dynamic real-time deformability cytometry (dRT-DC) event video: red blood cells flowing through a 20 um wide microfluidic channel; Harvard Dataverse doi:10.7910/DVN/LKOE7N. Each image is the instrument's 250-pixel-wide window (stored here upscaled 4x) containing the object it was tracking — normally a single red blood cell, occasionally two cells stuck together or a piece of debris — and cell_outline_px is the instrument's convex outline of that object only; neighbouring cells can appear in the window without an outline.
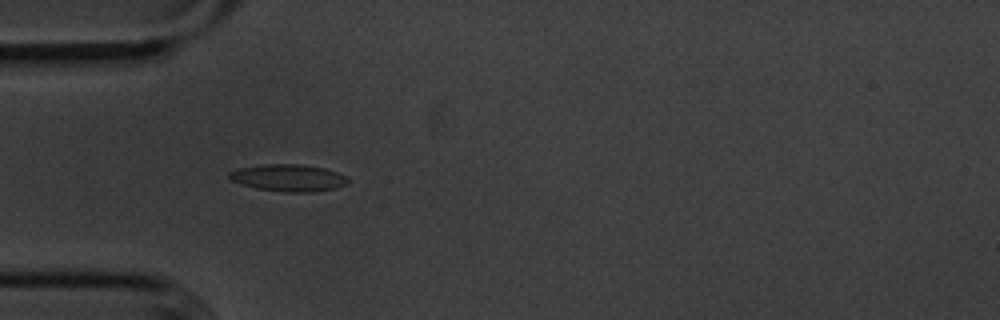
{"species": "common noctule bat (a hibernating species)", "species_latin": "Nyctalus noctula", "temperature_condition": "cold", "stored_images_in_passage": 45, "camera_frame_rate_fps": 3000, "um_per_image_px": 0.085, "animal": {"sex": "male", "body_mass_g": 20.1, "forearm_length_mm": 53.5}, "frame": {"image": 1, "passage_image": 6, "time_ms": 1.667, "image_size_px": [1000, 320], "cell_outline_px": [[348, 184], [336, 188], [312, 192], [284, 192], [256, 188], [232, 180], [228, 176], [228, 172], [240, 168], [260, 164], [300, 164], [324, 168], [336, 172], [344, 176], [348, 180]], "centroid_in_image_um": [24.52, 15.11], "position_along_channel_um": 60.5, "area_um2": 18.55}}
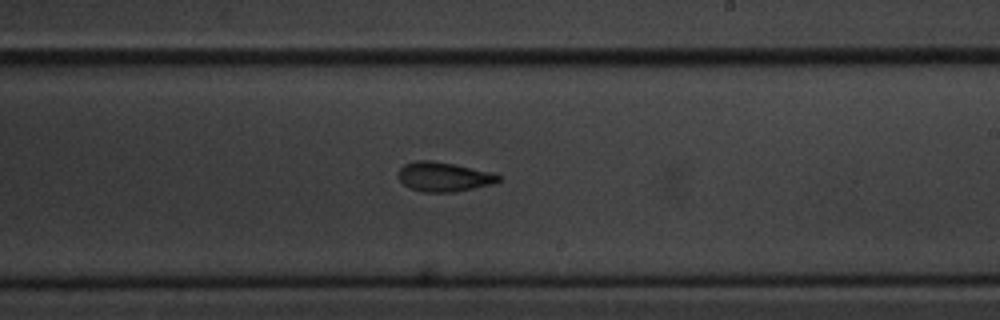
{"frame": {"image": 2, "passage_image": 22, "time_ms": 7.0, "image_size_px": [1000, 320], "cell_outline_px": [[500, 180], [492, 184], [456, 192], [420, 192], [408, 188], [396, 176], [400, 168], [404, 164], [416, 160], [432, 160], [456, 164], [492, 172], [500, 176]], "centroid_in_image_um": [37.69, 15.02], "position_along_channel_um": 251.3, "area_um2": 17.46}}
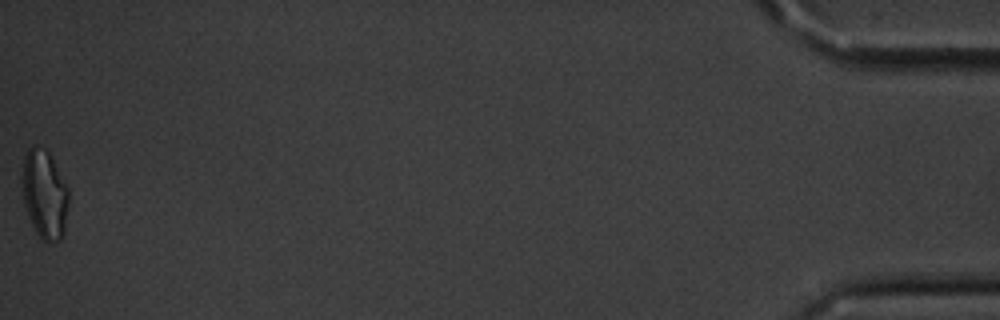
{"frame": {"image": 3, "passage_image": 45, "time_ms": 14.667, "image_size_px": [1000, 320], "cell_outline_px": [[68, 204], [64, 236], [60, 240], [52, 244], [48, 244], [36, 232], [28, 216], [24, 204], [20, 180], [20, 176], [24, 156], [28, 148], [32, 144], [36, 144], [44, 148], [48, 152], [68, 188]], "centroid_in_image_um": [3.76, 16.51], "position_along_channel_um": 431.4, "area_um2": 24.57}, "authors_computed_cell_mechanics": {"area_um2": 17.8024, "velocity_mm_per_s": 3.6088, "shape_relaxation_time_tau1_ms": 3.5144, "shape_relaxation_time_tau2_ms": 2.5038, "deformation_change_tau1": 0.0913, "deformation_change_tau2": 0.0883}}